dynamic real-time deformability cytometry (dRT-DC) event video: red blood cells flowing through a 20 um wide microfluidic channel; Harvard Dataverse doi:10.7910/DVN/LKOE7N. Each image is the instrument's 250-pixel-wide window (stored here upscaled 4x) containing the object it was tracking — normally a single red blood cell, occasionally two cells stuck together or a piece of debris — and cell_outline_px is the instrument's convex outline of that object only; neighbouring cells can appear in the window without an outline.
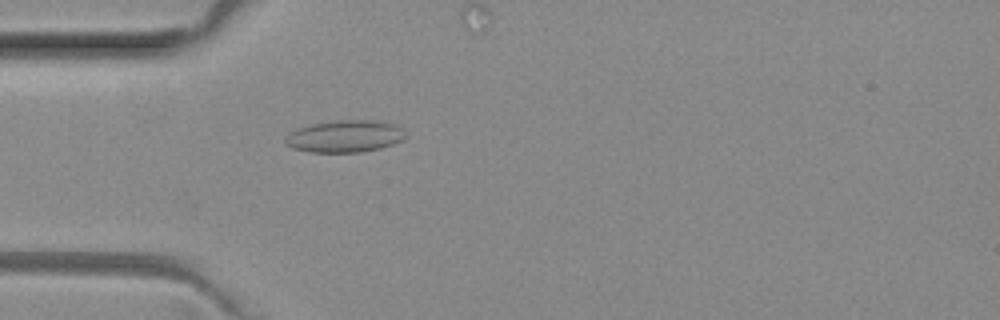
{"species": "common noctule bat (a hibernating species)", "species_latin": "Nyctalus noctula", "temperature_condition": "room temperature", "stored_images_in_passage": 5, "camera_frame_rate_fps": 3000, "um_per_image_px": 0.085, "animal": {"sex": "female", "body_mass_g": 29.2, "forearm_length_mm": 56.3}, "frame": {"image": 1, "passage_image": 5, "time_ms": 1.333, "image_size_px": [1000, 320], "cell_outline_px": [[408, 136], [404, 140], [380, 148], [360, 152], [312, 152], [292, 148], [284, 140], [296, 128], [312, 124], [336, 120], [376, 120], [396, 124], [404, 128]], "centroid_in_image_um": [29.4, 11.57], "position_along_channel_um": 55.6, "area_um2": 22.6}}